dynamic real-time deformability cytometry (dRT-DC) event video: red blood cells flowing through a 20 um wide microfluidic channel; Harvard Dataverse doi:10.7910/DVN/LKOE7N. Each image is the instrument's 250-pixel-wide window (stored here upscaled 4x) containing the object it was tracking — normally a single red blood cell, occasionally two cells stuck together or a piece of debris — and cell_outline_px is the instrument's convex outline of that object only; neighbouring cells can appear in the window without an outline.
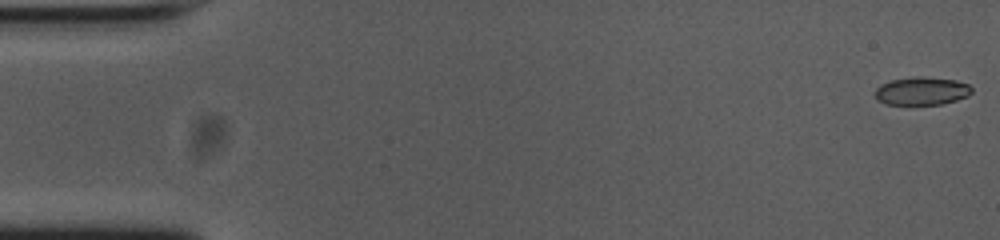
{"species": "common noctule bat (a hibernating species)", "species_latin": "Nyctalus noctula", "temperature_condition": "cold", "stored_images_in_passage": 10, "camera_frame_rate_fps": 3000, "um_per_image_px": 0.085, "animal": {"sex": "female", "body_mass_g": 23.0, "forearm_length_mm": 53.4}, "frame": {"image": 1, "passage_image": 1, "time_ms": 0.0, "image_size_px": [1000, 240], "cell_outline_px": [[972, 92], [968, 96], [956, 100], [940, 104], [884, 104], [876, 100], [876, 88], [880, 84], [892, 80], [920, 76], [956, 80], [968, 84], [972, 88]], "centroid_in_image_um": [78.35, 7.73], "position_along_channel_um": 6.7, "area_um2": 15.72}}